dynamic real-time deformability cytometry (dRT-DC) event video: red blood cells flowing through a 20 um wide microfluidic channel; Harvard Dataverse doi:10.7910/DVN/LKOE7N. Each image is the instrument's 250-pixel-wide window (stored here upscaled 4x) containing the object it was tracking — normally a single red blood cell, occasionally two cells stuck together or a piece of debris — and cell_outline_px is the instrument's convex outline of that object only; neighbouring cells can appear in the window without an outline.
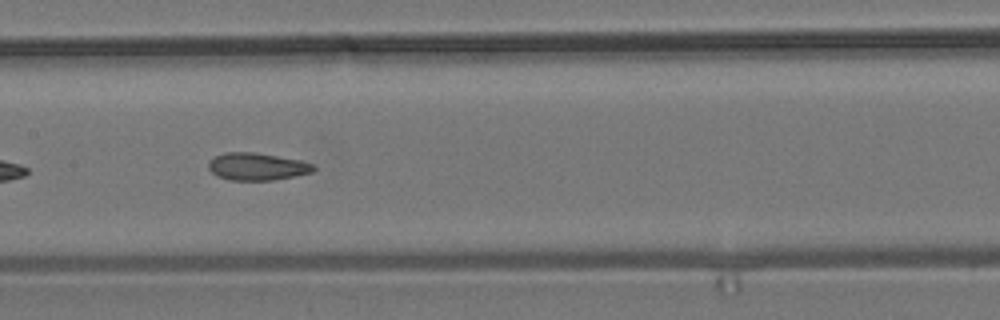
{"species": "common noctule bat (a hibernating species)", "species_latin": "Nyctalus noctula", "temperature_condition": "room temperature", "stored_images_in_passage": 14, "camera_frame_rate_fps": 3000, "um_per_image_px": 0.085, "animal": {"sex": "male", "body_mass_g": 19.2, "forearm_length_mm": 51.8}, "frame": {"image": 1, "passage_image": 12, "time_ms": 3.667, "image_size_px": [1000, 320], "cell_outline_px": [[316, 168], [312, 172], [276, 180], [228, 180], [216, 176], [208, 168], [208, 160], [224, 152], [252, 152], [300, 160], [312, 164]], "centroid_in_image_um": [21.81, 14.16], "position_along_channel_um": 185.6, "area_um2": 16.76}}